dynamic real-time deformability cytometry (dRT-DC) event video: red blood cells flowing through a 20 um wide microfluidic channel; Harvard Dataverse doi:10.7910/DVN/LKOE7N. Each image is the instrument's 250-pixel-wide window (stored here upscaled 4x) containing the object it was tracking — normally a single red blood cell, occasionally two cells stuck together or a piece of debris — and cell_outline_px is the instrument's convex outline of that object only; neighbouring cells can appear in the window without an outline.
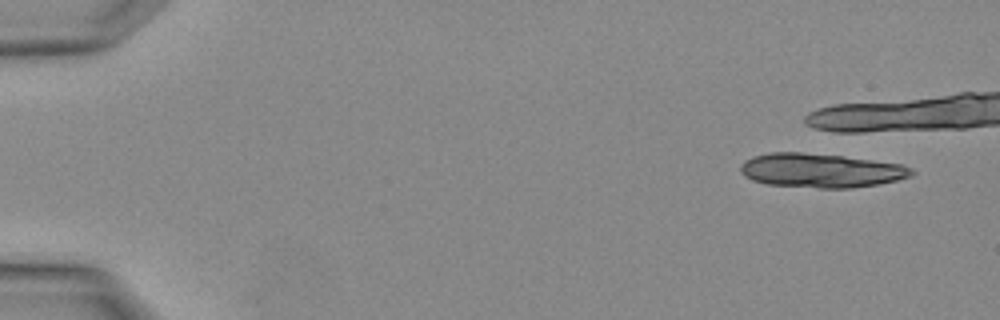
{"species": "Egyptian fruit bat (a non-hibernating species)", "species_latin": "Rousettus aegyptiacus", "temperature_condition": "warm", "stored_images_in_passage": 4, "camera_frame_rate_fps": 3000, "um_per_image_px": 0.085, "animal": {"sex": "female"}, "frame": {"image": 1, "passage_image": 1, "time_ms": 0.0, "image_size_px": [1000, 320], "cell_outline_px": [[916, 172], [912, 176], [896, 180], [876, 184], [852, 188], [820, 188], [768, 184], [752, 180], [744, 176], [740, 172], [740, 164], [744, 160], [752, 156], [768, 152], [800, 152], [840, 156], [872, 160], [900, 164], [912, 168]], "centroid_in_image_um": [69.74, 14.49], "position_along_channel_um": 15.3, "area_um2": 33.99}}